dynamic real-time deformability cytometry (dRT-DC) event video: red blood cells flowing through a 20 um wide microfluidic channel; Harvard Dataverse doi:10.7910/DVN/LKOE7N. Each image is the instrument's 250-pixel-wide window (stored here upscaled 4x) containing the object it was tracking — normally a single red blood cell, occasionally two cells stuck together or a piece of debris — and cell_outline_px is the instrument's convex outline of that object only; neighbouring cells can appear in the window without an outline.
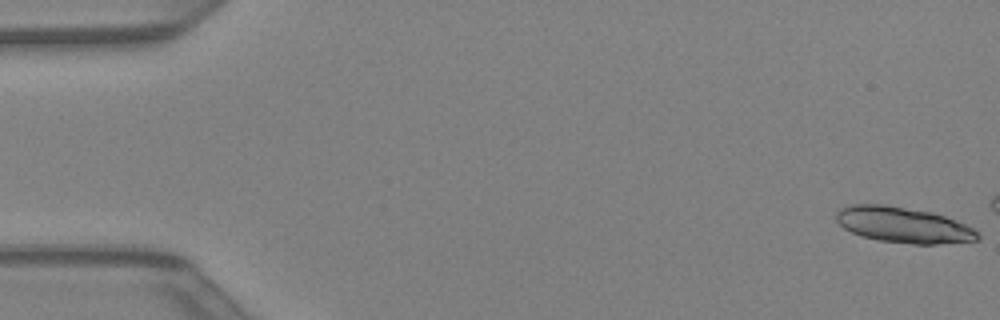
{"species": "Egyptian fruit bat (a non-hibernating species)", "species_latin": "Rousettus aegyptiacus", "temperature_condition": "warm", "stored_images_in_passage": 9, "camera_frame_rate_fps": 3000, "um_per_image_px": 0.085, "animal": {"sex": "female"}, "frame": {"image": 1, "passage_image": 1, "time_ms": 0.0, "image_size_px": [1000, 320], "cell_outline_px": [[980, 240], [936, 244], [912, 244], [880, 240], [864, 236], [852, 232], [844, 228], [836, 220], [836, 212], [840, 208], [852, 204], [884, 204], [932, 212], [956, 220], [980, 232]], "centroid_in_image_um": [76.8, 19.11], "position_along_channel_um": 8.2, "area_um2": 29.36}}